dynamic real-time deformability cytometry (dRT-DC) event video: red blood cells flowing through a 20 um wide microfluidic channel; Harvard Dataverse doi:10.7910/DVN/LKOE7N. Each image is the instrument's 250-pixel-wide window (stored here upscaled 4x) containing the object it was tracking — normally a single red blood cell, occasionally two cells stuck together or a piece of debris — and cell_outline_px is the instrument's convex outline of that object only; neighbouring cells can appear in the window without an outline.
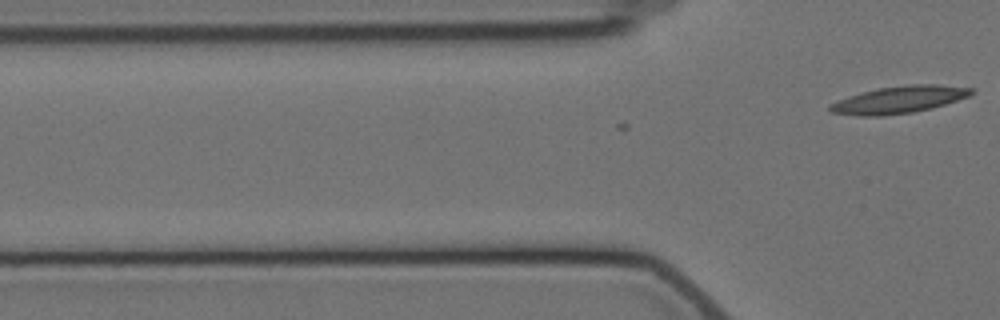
{"species": "Egyptian fruit bat (a non-hibernating species)", "species_latin": "Rousettus aegyptiacus", "temperature_condition": "cold", "stored_images_in_passage": 4, "camera_frame_rate_fps": 3000, "um_per_image_px": 0.085, "animal": {"sex": "female"}, "frame": {"image": 1, "passage_image": 4, "time_ms": 1.0, "image_size_px": [1000, 320], "cell_outline_px": [[976, 92], [968, 96], [932, 108], [912, 112], [880, 116], [856, 116], [832, 112], [828, 108], [832, 104], [848, 96], [876, 88], [908, 84], [936, 84], [976, 88]], "centroid_in_image_um": [76.46, 8.46], "position_along_channel_um": 49.3, "area_um2": 22.31}}